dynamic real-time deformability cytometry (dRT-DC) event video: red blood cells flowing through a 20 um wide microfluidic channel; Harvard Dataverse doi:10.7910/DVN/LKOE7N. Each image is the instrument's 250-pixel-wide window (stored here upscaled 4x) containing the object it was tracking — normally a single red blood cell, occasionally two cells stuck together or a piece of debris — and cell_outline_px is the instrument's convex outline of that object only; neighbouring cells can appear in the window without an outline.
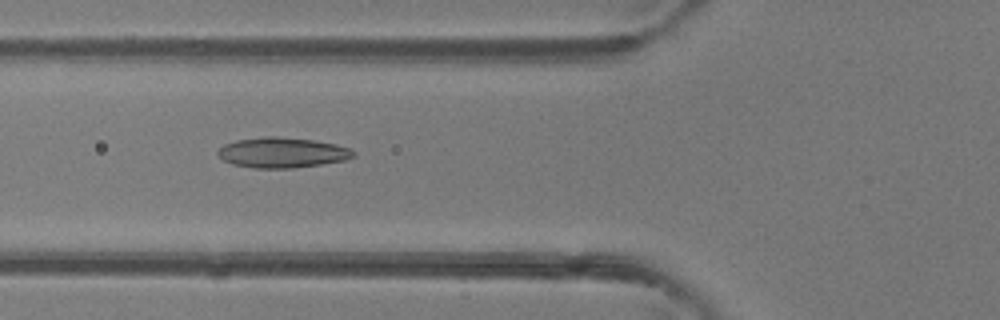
{"species": "common noctule bat (a hibernating species)", "species_latin": "Nyctalus noctula", "temperature_condition": "room temperature", "stored_images_in_passage": 44, "camera_frame_rate_fps": 3000, "um_per_image_px": 0.085, "animal": {"sex": "female"}, "frame": {"image": 1, "passage_image": 18, "time_ms": 5.667, "image_size_px": [1000, 320], "cell_outline_px": [[356, 156], [344, 160], [320, 164], [292, 168], [256, 168], [232, 164], [224, 160], [216, 152], [224, 144], [236, 140], [264, 136], [276, 136], [312, 140], [336, 144], [352, 148], [356, 152]], "centroid_in_image_um": [24.01, 12.96], "position_along_channel_um": 101.8, "area_um2": 23.93}}
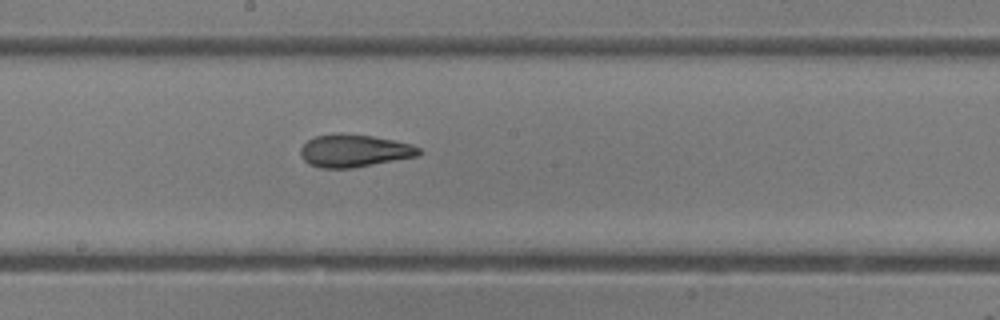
{"frame": {"image": 2, "passage_image": 26, "time_ms": 8.333, "image_size_px": [1000, 320], "cell_outline_px": [[424, 152], [420, 156], [352, 168], [320, 168], [308, 164], [304, 160], [300, 152], [300, 148], [308, 140], [316, 136], [372, 136], [412, 144], [420, 148]], "centroid_in_image_um": [30.17, 12.86], "position_along_channel_um": 218.0, "area_um2": 21.91}}
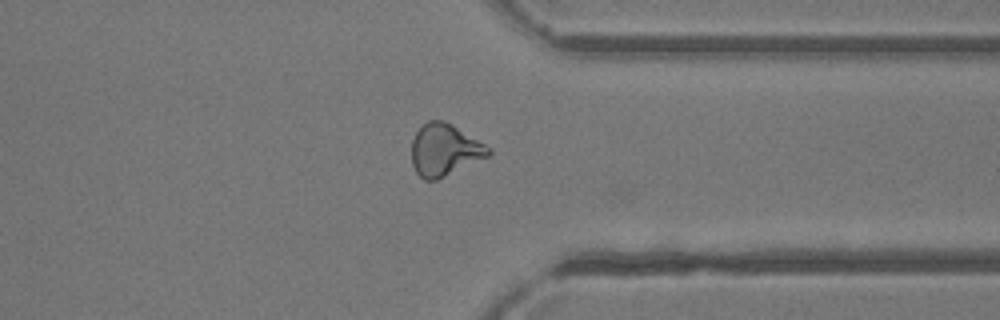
{"frame": {"image": 3, "passage_image": 37, "time_ms": 12.0, "image_size_px": [1000, 320], "cell_outline_px": [[492, 152], [488, 156], [436, 180], [424, 180], [416, 172], [412, 164], [412, 140], [416, 132], [428, 120], [444, 120], [452, 124], [492, 148]], "centroid_in_image_um": [37.78, 12.73], "position_along_channel_um": 373.6, "area_um2": 23.12}, "authors_computed_cell_mechanics": {"area_um2": 23.12, "velocity_mm_per_s": 4.3346, "shape_relaxation_time_tau1_ms": 10.8074, "shape_relaxation_time_tau2_ms": 1.7108, "deformation_change_tau1": 0.2708, "deformation_change_tau2": 0.0854}}